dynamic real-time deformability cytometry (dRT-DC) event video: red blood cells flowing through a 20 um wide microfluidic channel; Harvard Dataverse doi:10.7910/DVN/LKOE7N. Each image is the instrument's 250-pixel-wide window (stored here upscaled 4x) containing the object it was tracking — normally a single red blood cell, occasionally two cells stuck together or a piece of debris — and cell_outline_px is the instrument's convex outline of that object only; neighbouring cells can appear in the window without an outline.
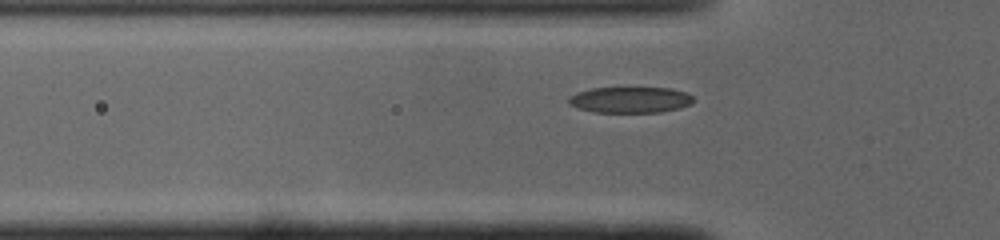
{"species": "common noctule bat (a hibernating species)", "species_latin": "Nyctalus noctula", "temperature_condition": "cold", "stored_images_in_passage": 37, "segment_of_instrument_passage": [1, 2], "camera_frame_rate_fps": 3000, "um_per_image_px": 0.085, "animal": {"sex": "male", "body_mass_g": 19.0, "forearm_length_mm": 50.8}, "frame": {"image": 1, "passage_image": 2, "time_ms": 0.333, "image_size_px": [1000, 240], "cell_outline_px": [[696, 100], [692, 104], [680, 108], [660, 112], [596, 112], [580, 108], [568, 104], [568, 96], [576, 92], [592, 88], [668, 88], [688, 92]], "centroid_in_image_um": [53.6, 8.48], "position_along_channel_um": 72.2, "area_um2": 19.02}}
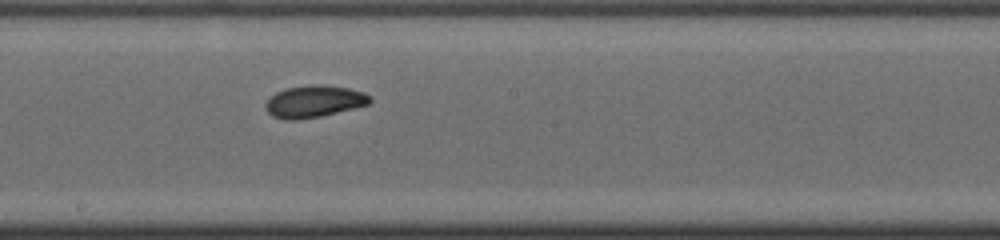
{"frame": {"image": 2, "passage_image": 13, "time_ms": 4.0, "image_size_px": [1000, 240], "cell_outline_px": [[372, 100], [368, 104], [320, 116], [296, 120], [284, 120], [272, 116], [264, 108], [264, 104], [276, 92], [288, 88], [312, 84], [324, 84], [348, 88], [364, 92], [372, 96]], "centroid_in_image_um": [26.69, 8.61], "position_along_channel_um": 221.5, "area_um2": 19.42}}
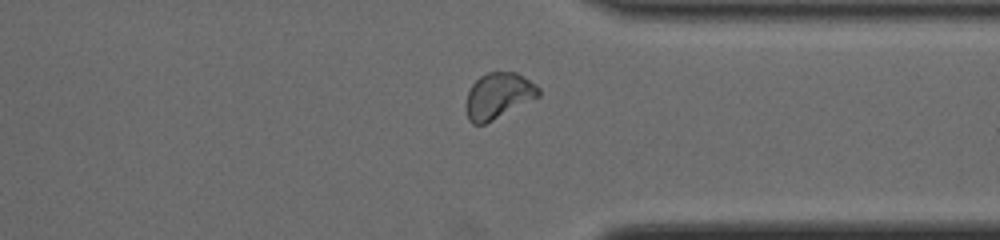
{"frame": {"image": 3, "passage_image": 24, "time_ms": 7.667, "image_size_px": [1000, 240], "cell_outline_px": [[540, 96], [484, 124], [472, 124], [468, 120], [468, 92], [472, 84], [480, 76], [488, 72], [516, 72], [524, 76], [536, 84], [540, 88]], "centroid_in_image_um": [42.4, 8.11], "position_along_channel_um": 369.0, "area_um2": 19.07}}